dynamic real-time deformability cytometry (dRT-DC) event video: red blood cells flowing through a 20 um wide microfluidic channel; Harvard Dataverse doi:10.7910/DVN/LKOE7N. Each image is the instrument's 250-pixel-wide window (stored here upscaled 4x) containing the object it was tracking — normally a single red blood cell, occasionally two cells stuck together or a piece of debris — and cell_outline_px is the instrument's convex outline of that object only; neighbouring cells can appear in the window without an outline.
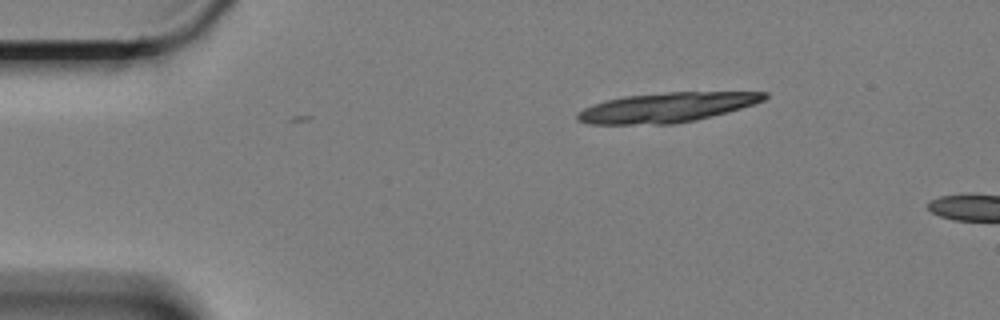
{"species": "Egyptian fruit bat (a non-hibernating species)", "species_latin": "Rousettus aegyptiacus", "temperature_condition": "cold", "stored_images_in_passage": 9, "camera_frame_rate_fps": 3000, "um_per_image_px": 0.085, "animal": {"sex": "female"}, "frame": {"image": 1, "passage_image": 1, "time_ms": 0.0, "image_size_px": [1000, 320], "cell_outline_px": [[768, 96], [764, 100], [728, 112], [696, 120], [672, 124], [588, 124], [576, 120], [576, 112], [584, 108], [608, 100], [624, 96], [668, 92], [768, 92]], "centroid_in_image_um": [56.65, 9.14], "position_along_channel_um": 28.3, "area_um2": 32.14}}